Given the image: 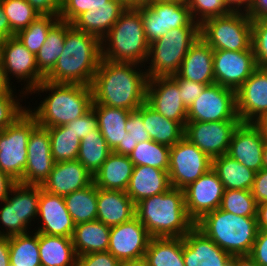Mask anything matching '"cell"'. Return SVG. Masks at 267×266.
<instances>
[{
    "label": "cell",
    "instance_id": "obj_45",
    "mask_svg": "<svg viewBox=\"0 0 267 266\" xmlns=\"http://www.w3.org/2000/svg\"><path fill=\"white\" fill-rule=\"evenodd\" d=\"M220 209L240 216L256 217L257 202L251 190L225 189Z\"/></svg>",
    "mask_w": 267,
    "mask_h": 266
},
{
    "label": "cell",
    "instance_id": "obj_29",
    "mask_svg": "<svg viewBox=\"0 0 267 266\" xmlns=\"http://www.w3.org/2000/svg\"><path fill=\"white\" fill-rule=\"evenodd\" d=\"M133 167L128 155L112 152L93 176V182L104 190L126 191Z\"/></svg>",
    "mask_w": 267,
    "mask_h": 266
},
{
    "label": "cell",
    "instance_id": "obj_64",
    "mask_svg": "<svg viewBox=\"0 0 267 266\" xmlns=\"http://www.w3.org/2000/svg\"><path fill=\"white\" fill-rule=\"evenodd\" d=\"M256 217L258 230H267V202L257 204Z\"/></svg>",
    "mask_w": 267,
    "mask_h": 266
},
{
    "label": "cell",
    "instance_id": "obj_24",
    "mask_svg": "<svg viewBox=\"0 0 267 266\" xmlns=\"http://www.w3.org/2000/svg\"><path fill=\"white\" fill-rule=\"evenodd\" d=\"M92 182L91 173L76 159L55 163L41 187L49 193L65 196L87 187Z\"/></svg>",
    "mask_w": 267,
    "mask_h": 266
},
{
    "label": "cell",
    "instance_id": "obj_43",
    "mask_svg": "<svg viewBox=\"0 0 267 266\" xmlns=\"http://www.w3.org/2000/svg\"><path fill=\"white\" fill-rule=\"evenodd\" d=\"M59 20V16L40 15L28 27L19 31L15 36L31 53L36 55L46 41L49 30Z\"/></svg>",
    "mask_w": 267,
    "mask_h": 266
},
{
    "label": "cell",
    "instance_id": "obj_39",
    "mask_svg": "<svg viewBox=\"0 0 267 266\" xmlns=\"http://www.w3.org/2000/svg\"><path fill=\"white\" fill-rule=\"evenodd\" d=\"M111 153L98 128L81 139L77 160L94 176Z\"/></svg>",
    "mask_w": 267,
    "mask_h": 266
},
{
    "label": "cell",
    "instance_id": "obj_56",
    "mask_svg": "<svg viewBox=\"0 0 267 266\" xmlns=\"http://www.w3.org/2000/svg\"><path fill=\"white\" fill-rule=\"evenodd\" d=\"M251 193L257 204L267 202V169L262 168L256 172Z\"/></svg>",
    "mask_w": 267,
    "mask_h": 266
},
{
    "label": "cell",
    "instance_id": "obj_15",
    "mask_svg": "<svg viewBox=\"0 0 267 266\" xmlns=\"http://www.w3.org/2000/svg\"><path fill=\"white\" fill-rule=\"evenodd\" d=\"M258 68L252 47L249 50H214L215 84L237 91Z\"/></svg>",
    "mask_w": 267,
    "mask_h": 266
},
{
    "label": "cell",
    "instance_id": "obj_65",
    "mask_svg": "<svg viewBox=\"0 0 267 266\" xmlns=\"http://www.w3.org/2000/svg\"><path fill=\"white\" fill-rule=\"evenodd\" d=\"M131 135L127 132L123 139V145H118L112 152L120 155H130L132 152V139Z\"/></svg>",
    "mask_w": 267,
    "mask_h": 266
},
{
    "label": "cell",
    "instance_id": "obj_58",
    "mask_svg": "<svg viewBox=\"0 0 267 266\" xmlns=\"http://www.w3.org/2000/svg\"><path fill=\"white\" fill-rule=\"evenodd\" d=\"M246 14L252 21L267 19V0H252Z\"/></svg>",
    "mask_w": 267,
    "mask_h": 266
},
{
    "label": "cell",
    "instance_id": "obj_51",
    "mask_svg": "<svg viewBox=\"0 0 267 266\" xmlns=\"http://www.w3.org/2000/svg\"><path fill=\"white\" fill-rule=\"evenodd\" d=\"M125 130L131 135L132 151L140 142L150 140L142 120V105L135 110H131L125 125Z\"/></svg>",
    "mask_w": 267,
    "mask_h": 266
},
{
    "label": "cell",
    "instance_id": "obj_42",
    "mask_svg": "<svg viewBox=\"0 0 267 266\" xmlns=\"http://www.w3.org/2000/svg\"><path fill=\"white\" fill-rule=\"evenodd\" d=\"M51 140V153L56 163L76 160L81 140L64 125L47 128Z\"/></svg>",
    "mask_w": 267,
    "mask_h": 266
},
{
    "label": "cell",
    "instance_id": "obj_37",
    "mask_svg": "<svg viewBox=\"0 0 267 266\" xmlns=\"http://www.w3.org/2000/svg\"><path fill=\"white\" fill-rule=\"evenodd\" d=\"M65 205L75 225L97 218V187L92 182L87 187L64 196Z\"/></svg>",
    "mask_w": 267,
    "mask_h": 266
},
{
    "label": "cell",
    "instance_id": "obj_57",
    "mask_svg": "<svg viewBox=\"0 0 267 266\" xmlns=\"http://www.w3.org/2000/svg\"><path fill=\"white\" fill-rule=\"evenodd\" d=\"M39 15L59 16L63 0H26Z\"/></svg>",
    "mask_w": 267,
    "mask_h": 266
},
{
    "label": "cell",
    "instance_id": "obj_26",
    "mask_svg": "<svg viewBox=\"0 0 267 266\" xmlns=\"http://www.w3.org/2000/svg\"><path fill=\"white\" fill-rule=\"evenodd\" d=\"M133 217L135 204L126 191L97 188L96 220L113 227L130 221Z\"/></svg>",
    "mask_w": 267,
    "mask_h": 266
},
{
    "label": "cell",
    "instance_id": "obj_14",
    "mask_svg": "<svg viewBox=\"0 0 267 266\" xmlns=\"http://www.w3.org/2000/svg\"><path fill=\"white\" fill-rule=\"evenodd\" d=\"M241 121L186 122L184 137L210 159L227 154L231 137Z\"/></svg>",
    "mask_w": 267,
    "mask_h": 266
},
{
    "label": "cell",
    "instance_id": "obj_41",
    "mask_svg": "<svg viewBox=\"0 0 267 266\" xmlns=\"http://www.w3.org/2000/svg\"><path fill=\"white\" fill-rule=\"evenodd\" d=\"M129 158L134 166H150L168 171L170 147L150 139L138 143Z\"/></svg>",
    "mask_w": 267,
    "mask_h": 266
},
{
    "label": "cell",
    "instance_id": "obj_1",
    "mask_svg": "<svg viewBox=\"0 0 267 266\" xmlns=\"http://www.w3.org/2000/svg\"><path fill=\"white\" fill-rule=\"evenodd\" d=\"M144 65L101 59L91 83L92 104L135 110L146 102Z\"/></svg>",
    "mask_w": 267,
    "mask_h": 266
},
{
    "label": "cell",
    "instance_id": "obj_53",
    "mask_svg": "<svg viewBox=\"0 0 267 266\" xmlns=\"http://www.w3.org/2000/svg\"><path fill=\"white\" fill-rule=\"evenodd\" d=\"M68 130H72L77 137L81 140L93 130L98 129V119L91 108L83 116L73 120L64 125Z\"/></svg>",
    "mask_w": 267,
    "mask_h": 266
},
{
    "label": "cell",
    "instance_id": "obj_12",
    "mask_svg": "<svg viewBox=\"0 0 267 266\" xmlns=\"http://www.w3.org/2000/svg\"><path fill=\"white\" fill-rule=\"evenodd\" d=\"M212 168V159L183 137L170 147L168 174L173 188L184 189Z\"/></svg>",
    "mask_w": 267,
    "mask_h": 266
},
{
    "label": "cell",
    "instance_id": "obj_16",
    "mask_svg": "<svg viewBox=\"0 0 267 266\" xmlns=\"http://www.w3.org/2000/svg\"><path fill=\"white\" fill-rule=\"evenodd\" d=\"M183 190L186 212L196 223L205 214L220 208L225 188L211 168Z\"/></svg>",
    "mask_w": 267,
    "mask_h": 266
},
{
    "label": "cell",
    "instance_id": "obj_9",
    "mask_svg": "<svg viewBox=\"0 0 267 266\" xmlns=\"http://www.w3.org/2000/svg\"><path fill=\"white\" fill-rule=\"evenodd\" d=\"M36 119L26 111L14 123L0 131V170L16 182L23 178L27 165V144Z\"/></svg>",
    "mask_w": 267,
    "mask_h": 266
},
{
    "label": "cell",
    "instance_id": "obj_23",
    "mask_svg": "<svg viewBox=\"0 0 267 266\" xmlns=\"http://www.w3.org/2000/svg\"><path fill=\"white\" fill-rule=\"evenodd\" d=\"M264 142L260 131L252 123H240L233 132L227 155L259 172L263 168Z\"/></svg>",
    "mask_w": 267,
    "mask_h": 266
},
{
    "label": "cell",
    "instance_id": "obj_10",
    "mask_svg": "<svg viewBox=\"0 0 267 266\" xmlns=\"http://www.w3.org/2000/svg\"><path fill=\"white\" fill-rule=\"evenodd\" d=\"M136 9L141 14L144 34L149 44L164 36L171 29L200 26L193 21L187 2L151 0L146 6Z\"/></svg>",
    "mask_w": 267,
    "mask_h": 266
},
{
    "label": "cell",
    "instance_id": "obj_54",
    "mask_svg": "<svg viewBox=\"0 0 267 266\" xmlns=\"http://www.w3.org/2000/svg\"><path fill=\"white\" fill-rule=\"evenodd\" d=\"M120 263L109 251L90 253L77 257V266H120Z\"/></svg>",
    "mask_w": 267,
    "mask_h": 266
},
{
    "label": "cell",
    "instance_id": "obj_68",
    "mask_svg": "<svg viewBox=\"0 0 267 266\" xmlns=\"http://www.w3.org/2000/svg\"><path fill=\"white\" fill-rule=\"evenodd\" d=\"M126 8H138L146 6L151 0H120Z\"/></svg>",
    "mask_w": 267,
    "mask_h": 266
},
{
    "label": "cell",
    "instance_id": "obj_19",
    "mask_svg": "<svg viewBox=\"0 0 267 266\" xmlns=\"http://www.w3.org/2000/svg\"><path fill=\"white\" fill-rule=\"evenodd\" d=\"M179 93L178 84L170 76L148 79L146 103L165 118L179 122L185 128L187 108Z\"/></svg>",
    "mask_w": 267,
    "mask_h": 266
},
{
    "label": "cell",
    "instance_id": "obj_46",
    "mask_svg": "<svg viewBox=\"0 0 267 266\" xmlns=\"http://www.w3.org/2000/svg\"><path fill=\"white\" fill-rule=\"evenodd\" d=\"M23 97L26 101L25 93H20L18 96L17 94H0V131L14 123L27 111L26 104L24 106L21 104Z\"/></svg>",
    "mask_w": 267,
    "mask_h": 266
},
{
    "label": "cell",
    "instance_id": "obj_69",
    "mask_svg": "<svg viewBox=\"0 0 267 266\" xmlns=\"http://www.w3.org/2000/svg\"><path fill=\"white\" fill-rule=\"evenodd\" d=\"M120 266H149V264L145 257H141L138 259L122 261Z\"/></svg>",
    "mask_w": 267,
    "mask_h": 266
},
{
    "label": "cell",
    "instance_id": "obj_8",
    "mask_svg": "<svg viewBox=\"0 0 267 266\" xmlns=\"http://www.w3.org/2000/svg\"><path fill=\"white\" fill-rule=\"evenodd\" d=\"M200 37L213 50H249L252 43V20L241 12L212 17L200 25Z\"/></svg>",
    "mask_w": 267,
    "mask_h": 266
},
{
    "label": "cell",
    "instance_id": "obj_52",
    "mask_svg": "<svg viewBox=\"0 0 267 266\" xmlns=\"http://www.w3.org/2000/svg\"><path fill=\"white\" fill-rule=\"evenodd\" d=\"M170 77L178 84L181 100L187 109L208 86L205 84L189 81L187 79H182L177 74Z\"/></svg>",
    "mask_w": 267,
    "mask_h": 266
},
{
    "label": "cell",
    "instance_id": "obj_48",
    "mask_svg": "<svg viewBox=\"0 0 267 266\" xmlns=\"http://www.w3.org/2000/svg\"><path fill=\"white\" fill-rule=\"evenodd\" d=\"M0 223L2 224L0 236L17 235L16 184L12 187L7 199L0 202Z\"/></svg>",
    "mask_w": 267,
    "mask_h": 266
},
{
    "label": "cell",
    "instance_id": "obj_62",
    "mask_svg": "<svg viewBox=\"0 0 267 266\" xmlns=\"http://www.w3.org/2000/svg\"><path fill=\"white\" fill-rule=\"evenodd\" d=\"M0 266H10L9 237L0 236Z\"/></svg>",
    "mask_w": 267,
    "mask_h": 266
},
{
    "label": "cell",
    "instance_id": "obj_59",
    "mask_svg": "<svg viewBox=\"0 0 267 266\" xmlns=\"http://www.w3.org/2000/svg\"><path fill=\"white\" fill-rule=\"evenodd\" d=\"M17 182L0 170V202L7 199L9 192Z\"/></svg>",
    "mask_w": 267,
    "mask_h": 266
},
{
    "label": "cell",
    "instance_id": "obj_71",
    "mask_svg": "<svg viewBox=\"0 0 267 266\" xmlns=\"http://www.w3.org/2000/svg\"><path fill=\"white\" fill-rule=\"evenodd\" d=\"M176 1H182V2H187L188 0H176Z\"/></svg>",
    "mask_w": 267,
    "mask_h": 266
},
{
    "label": "cell",
    "instance_id": "obj_70",
    "mask_svg": "<svg viewBox=\"0 0 267 266\" xmlns=\"http://www.w3.org/2000/svg\"><path fill=\"white\" fill-rule=\"evenodd\" d=\"M263 168L267 169V140L264 142L263 147Z\"/></svg>",
    "mask_w": 267,
    "mask_h": 266
},
{
    "label": "cell",
    "instance_id": "obj_61",
    "mask_svg": "<svg viewBox=\"0 0 267 266\" xmlns=\"http://www.w3.org/2000/svg\"><path fill=\"white\" fill-rule=\"evenodd\" d=\"M12 36H15V34L11 30L7 16L5 15L3 7L0 3V42Z\"/></svg>",
    "mask_w": 267,
    "mask_h": 266
},
{
    "label": "cell",
    "instance_id": "obj_38",
    "mask_svg": "<svg viewBox=\"0 0 267 266\" xmlns=\"http://www.w3.org/2000/svg\"><path fill=\"white\" fill-rule=\"evenodd\" d=\"M66 38V22L59 20L48 32L46 41L38 51L36 64L39 72L46 77L63 53Z\"/></svg>",
    "mask_w": 267,
    "mask_h": 266
},
{
    "label": "cell",
    "instance_id": "obj_21",
    "mask_svg": "<svg viewBox=\"0 0 267 266\" xmlns=\"http://www.w3.org/2000/svg\"><path fill=\"white\" fill-rule=\"evenodd\" d=\"M237 115L241 123H252L267 112V70L258 67L236 91Z\"/></svg>",
    "mask_w": 267,
    "mask_h": 266
},
{
    "label": "cell",
    "instance_id": "obj_13",
    "mask_svg": "<svg viewBox=\"0 0 267 266\" xmlns=\"http://www.w3.org/2000/svg\"><path fill=\"white\" fill-rule=\"evenodd\" d=\"M240 121L236 91L219 84L207 86L187 109V122Z\"/></svg>",
    "mask_w": 267,
    "mask_h": 266
},
{
    "label": "cell",
    "instance_id": "obj_31",
    "mask_svg": "<svg viewBox=\"0 0 267 266\" xmlns=\"http://www.w3.org/2000/svg\"><path fill=\"white\" fill-rule=\"evenodd\" d=\"M91 108L97 116L98 128L109 148L113 151L118 145H123L130 111L100 104H92Z\"/></svg>",
    "mask_w": 267,
    "mask_h": 266
},
{
    "label": "cell",
    "instance_id": "obj_5",
    "mask_svg": "<svg viewBox=\"0 0 267 266\" xmlns=\"http://www.w3.org/2000/svg\"><path fill=\"white\" fill-rule=\"evenodd\" d=\"M195 226L231 256L249 255L258 232L257 217L220 208L205 214Z\"/></svg>",
    "mask_w": 267,
    "mask_h": 266
},
{
    "label": "cell",
    "instance_id": "obj_66",
    "mask_svg": "<svg viewBox=\"0 0 267 266\" xmlns=\"http://www.w3.org/2000/svg\"><path fill=\"white\" fill-rule=\"evenodd\" d=\"M231 266H259L249 255L232 256Z\"/></svg>",
    "mask_w": 267,
    "mask_h": 266
},
{
    "label": "cell",
    "instance_id": "obj_11",
    "mask_svg": "<svg viewBox=\"0 0 267 266\" xmlns=\"http://www.w3.org/2000/svg\"><path fill=\"white\" fill-rule=\"evenodd\" d=\"M0 59L8 82L13 85V78L23 82L20 88L27 96L45 78L38 70L36 56L16 36L0 42Z\"/></svg>",
    "mask_w": 267,
    "mask_h": 266
},
{
    "label": "cell",
    "instance_id": "obj_49",
    "mask_svg": "<svg viewBox=\"0 0 267 266\" xmlns=\"http://www.w3.org/2000/svg\"><path fill=\"white\" fill-rule=\"evenodd\" d=\"M251 47L257 66L264 68L267 65V19L252 21Z\"/></svg>",
    "mask_w": 267,
    "mask_h": 266
},
{
    "label": "cell",
    "instance_id": "obj_32",
    "mask_svg": "<svg viewBox=\"0 0 267 266\" xmlns=\"http://www.w3.org/2000/svg\"><path fill=\"white\" fill-rule=\"evenodd\" d=\"M42 266H77L72 238L38 233Z\"/></svg>",
    "mask_w": 267,
    "mask_h": 266
},
{
    "label": "cell",
    "instance_id": "obj_50",
    "mask_svg": "<svg viewBox=\"0 0 267 266\" xmlns=\"http://www.w3.org/2000/svg\"><path fill=\"white\" fill-rule=\"evenodd\" d=\"M98 6H110V0H63L59 19L72 23L83 12Z\"/></svg>",
    "mask_w": 267,
    "mask_h": 266
},
{
    "label": "cell",
    "instance_id": "obj_44",
    "mask_svg": "<svg viewBox=\"0 0 267 266\" xmlns=\"http://www.w3.org/2000/svg\"><path fill=\"white\" fill-rule=\"evenodd\" d=\"M0 3L15 35L40 16L26 0H0Z\"/></svg>",
    "mask_w": 267,
    "mask_h": 266
},
{
    "label": "cell",
    "instance_id": "obj_33",
    "mask_svg": "<svg viewBox=\"0 0 267 266\" xmlns=\"http://www.w3.org/2000/svg\"><path fill=\"white\" fill-rule=\"evenodd\" d=\"M142 120L150 139L172 147L184 137L185 128L174 120L165 118L146 102L142 104Z\"/></svg>",
    "mask_w": 267,
    "mask_h": 266
},
{
    "label": "cell",
    "instance_id": "obj_17",
    "mask_svg": "<svg viewBox=\"0 0 267 266\" xmlns=\"http://www.w3.org/2000/svg\"><path fill=\"white\" fill-rule=\"evenodd\" d=\"M146 227L135 216L110 229L108 251L120 262L145 256L151 240Z\"/></svg>",
    "mask_w": 267,
    "mask_h": 266
},
{
    "label": "cell",
    "instance_id": "obj_4",
    "mask_svg": "<svg viewBox=\"0 0 267 266\" xmlns=\"http://www.w3.org/2000/svg\"><path fill=\"white\" fill-rule=\"evenodd\" d=\"M135 216L152 238L184 237L195 226L186 212L184 190L173 187L138 202Z\"/></svg>",
    "mask_w": 267,
    "mask_h": 266
},
{
    "label": "cell",
    "instance_id": "obj_22",
    "mask_svg": "<svg viewBox=\"0 0 267 266\" xmlns=\"http://www.w3.org/2000/svg\"><path fill=\"white\" fill-rule=\"evenodd\" d=\"M231 258L196 226L183 237L185 266H229Z\"/></svg>",
    "mask_w": 267,
    "mask_h": 266
},
{
    "label": "cell",
    "instance_id": "obj_63",
    "mask_svg": "<svg viewBox=\"0 0 267 266\" xmlns=\"http://www.w3.org/2000/svg\"><path fill=\"white\" fill-rule=\"evenodd\" d=\"M15 86L11 85L6 76H5V73H4V69H3V66H2V62H1V59H0V94H19V93H24L22 91L16 93V88ZM15 90V91H14Z\"/></svg>",
    "mask_w": 267,
    "mask_h": 266
},
{
    "label": "cell",
    "instance_id": "obj_25",
    "mask_svg": "<svg viewBox=\"0 0 267 266\" xmlns=\"http://www.w3.org/2000/svg\"><path fill=\"white\" fill-rule=\"evenodd\" d=\"M213 55L214 50L199 37L189 48L177 75L208 86L215 84Z\"/></svg>",
    "mask_w": 267,
    "mask_h": 266
},
{
    "label": "cell",
    "instance_id": "obj_3",
    "mask_svg": "<svg viewBox=\"0 0 267 266\" xmlns=\"http://www.w3.org/2000/svg\"><path fill=\"white\" fill-rule=\"evenodd\" d=\"M101 59V40L66 22L63 53L44 80L90 86Z\"/></svg>",
    "mask_w": 267,
    "mask_h": 266
},
{
    "label": "cell",
    "instance_id": "obj_18",
    "mask_svg": "<svg viewBox=\"0 0 267 266\" xmlns=\"http://www.w3.org/2000/svg\"><path fill=\"white\" fill-rule=\"evenodd\" d=\"M27 151V165L19 183L42 185L56 163L51 153V140L47 128L37 125L31 131Z\"/></svg>",
    "mask_w": 267,
    "mask_h": 266
},
{
    "label": "cell",
    "instance_id": "obj_40",
    "mask_svg": "<svg viewBox=\"0 0 267 266\" xmlns=\"http://www.w3.org/2000/svg\"><path fill=\"white\" fill-rule=\"evenodd\" d=\"M10 266H42L38 243V232L9 237Z\"/></svg>",
    "mask_w": 267,
    "mask_h": 266
},
{
    "label": "cell",
    "instance_id": "obj_34",
    "mask_svg": "<svg viewBox=\"0 0 267 266\" xmlns=\"http://www.w3.org/2000/svg\"><path fill=\"white\" fill-rule=\"evenodd\" d=\"M212 169L226 190H251L256 175L227 154L212 159Z\"/></svg>",
    "mask_w": 267,
    "mask_h": 266
},
{
    "label": "cell",
    "instance_id": "obj_60",
    "mask_svg": "<svg viewBox=\"0 0 267 266\" xmlns=\"http://www.w3.org/2000/svg\"><path fill=\"white\" fill-rule=\"evenodd\" d=\"M252 0H225V6L229 12L247 13Z\"/></svg>",
    "mask_w": 267,
    "mask_h": 266
},
{
    "label": "cell",
    "instance_id": "obj_36",
    "mask_svg": "<svg viewBox=\"0 0 267 266\" xmlns=\"http://www.w3.org/2000/svg\"><path fill=\"white\" fill-rule=\"evenodd\" d=\"M144 257L149 266H185L183 237L151 238Z\"/></svg>",
    "mask_w": 267,
    "mask_h": 266
},
{
    "label": "cell",
    "instance_id": "obj_7",
    "mask_svg": "<svg viewBox=\"0 0 267 266\" xmlns=\"http://www.w3.org/2000/svg\"><path fill=\"white\" fill-rule=\"evenodd\" d=\"M199 37L200 26H185L171 29L151 43L144 67L148 79L176 75L189 48Z\"/></svg>",
    "mask_w": 267,
    "mask_h": 266
},
{
    "label": "cell",
    "instance_id": "obj_55",
    "mask_svg": "<svg viewBox=\"0 0 267 266\" xmlns=\"http://www.w3.org/2000/svg\"><path fill=\"white\" fill-rule=\"evenodd\" d=\"M249 256L259 266H267V230H258Z\"/></svg>",
    "mask_w": 267,
    "mask_h": 266
},
{
    "label": "cell",
    "instance_id": "obj_35",
    "mask_svg": "<svg viewBox=\"0 0 267 266\" xmlns=\"http://www.w3.org/2000/svg\"><path fill=\"white\" fill-rule=\"evenodd\" d=\"M39 198L40 185L16 183L17 235L28 233L35 226L32 224L37 221Z\"/></svg>",
    "mask_w": 267,
    "mask_h": 266
},
{
    "label": "cell",
    "instance_id": "obj_28",
    "mask_svg": "<svg viewBox=\"0 0 267 266\" xmlns=\"http://www.w3.org/2000/svg\"><path fill=\"white\" fill-rule=\"evenodd\" d=\"M126 9L120 0H110V6L93 7L79 15L71 24L101 40Z\"/></svg>",
    "mask_w": 267,
    "mask_h": 266
},
{
    "label": "cell",
    "instance_id": "obj_2",
    "mask_svg": "<svg viewBox=\"0 0 267 266\" xmlns=\"http://www.w3.org/2000/svg\"><path fill=\"white\" fill-rule=\"evenodd\" d=\"M46 92V93H44ZM44 93L39 106L27 107L39 126L49 128L65 125L86 114L92 107L91 86L53 83L43 80L29 94ZM51 93V94H50ZM34 108V109H33Z\"/></svg>",
    "mask_w": 267,
    "mask_h": 266
},
{
    "label": "cell",
    "instance_id": "obj_27",
    "mask_svg": "<svg viewBox=\"0 0 267 266\" xmlns=\"http://www.w3.org/2000/svg\"><path fill=\"white\" fill-rule=\"evenodd\" d=\"M171 187L168 171L150 166H134L126 193L136 205L145 198L168 191Z\"/></svg>",
    "mask_w": 267,
    "mask_h": 266
},
{
    "label": "cell",
    "instance_id": "obj_20",
    "mask_svg": "<svg viewBox=\"0 0 267 266\" xmlns=\"http://www.w3.org/2000/svg\"><path fill=\"white\" fill-rule=\"evenodd\" d=\"M37 220L39 227H34L33 231L72 238L75 224L65 205L64 196L49 193L41 185Z\"/></svg>",
    "mask_w": 267,
    "mask_h": 266
},
{
    "label": "cell",
    "instance_id": "obj_67",
    "mask_svg": "<svg viewBox=\"0 0 267 266\" xmlns=\"http://www.w3.org/2000/svg\"><path fill=\"white\" fill-rule=\"evenodd\" d=\"M252 124L260 131L262 137L267 140V112L262 113Z\"/></svg>",
    "mask_w": 267,
    "mask_h": 266
},
{
    "label": "cell",
    "instance_id": "obj_47",
    "mask_svg": "<svg viewBox=\"0 0 267 266\" xmlns=\"http://www.w3.org/2000/svg\"><path fill=\"white\" fill-rule=\"evenodd\" d=\"M193 21L201 25L205 20L229 13L223 0H188Z\"/></svg>",
    "mask_w": 267,
    "mask_h": 266
},
{
    "label": "cell",
    "instance_id": "obj_6",
    "mask_svg": "<svg viewBox=\"0 0 267 266\" xmlns=\"http://www.w3.org/2000/svg\"><path fill=\"white\" fill-rule=\"evenodd\" d=\"M149 45L140 12L134 8H127L101 39V56L102 59L114 62H130L145 66Z\"/></svg>",
    "mask_w": 267,
    "mask_h": 266
},
{
    "label": "cell",
    "instance_id": "obj_30",
    "mask_svg": "<svg viewBox=\"0 0 267 266\" xmlns=\"http://www.w3.org/2000/svg\"><path fill=\"white\" fill-rule=\"evenodd\" d=\"M110 229L99 220L75 225L72 242L77 256L108 251Z\"/></svg>",
    "mask_w": 267,
    "mask_h": 266
}]
</instances>
